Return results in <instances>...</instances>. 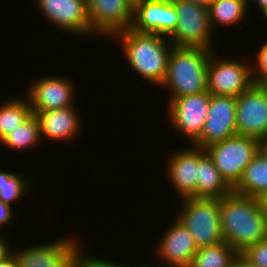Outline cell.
Listing matches in <instances>:
<instances>
[{
  "mask_svg": "<svg viewBox=\"0 0 267 267\" xmlns=\"http://www.w3.org/2000/svg\"><path fill=\"white\" fill-rule=\"evenodd\" d=\"M264 18H265V20H267V13L263 16L262 19H264Z\"/></svg>",
  "mask_w": 267,
  "mask_h": 267,
  "instance_id": "cell-38",
  "label": "cell"
},
{
  "mask_svg": "<svg viewBox=\"0 0 267 267\" xmlns=\"http://www.w3.org/2000/svg\"><path fill=\"white\" fill-rule=\"evenodd\" d=\"M112 39L115 42L119 41L127 63L138 76L152 85H162L173 48L168 37L154 33H139L128 28L116 33Z\"/></svg>",
  "mask_w": 267,
  "mask_h": 267,
  "instance_id": "cell-2",
  "label": "cell"
},
{
  "mask_svg": "<svg viewBox=\"0 0 267 267\" xmlns=\"http://www.w3.org/2000/svg\"><path fill=\"white\" fill-rule=\"evenodd\" d=\"M76 107L36 113L35 115L40 123L41 140L47 138L48 140H54V142L74 141L79 136L78 133H80L82 127L81 115H78L79 111Z\"/></svg>",
  "mask_w": 267,
  "mask_h": 267,
  "instance_id": "cell-18",
  "label": "cell"
},
{
  "mask_svg": "<svg viewBox=\"0 0 267 267\" xmlns=\"http://www.w3.org/2000/svg\"><path fill=\"white\" fill-rule=\"evenodd\" d=\"M0 267H18V263L16 257L12 253L8 258L4 261L0 262Z\"/></svg>",
  "mask_w": 267,
  "mask_h": 267,
  "instance_id": "cell-32",
  "label": "cell"
},
{
  "mask_svg": "<svg viewBox=\"0 0 267 267\" xmlns=\"http://www.w3.org/2000/svg\"><path fill=\"white\" fill-rule=\"evenodd\" d=\"M235 135H237L236 97L211 95L203 131L192 145L204 149Z\"/></svg>",
  "mask_w": 267,
  "mask_h": 267,
  "instance_id": "cell-14",
  "label": "cell"
},
{
  "mask_svg": "<svg viewBox=\"0 0 267 267\" xmlns=\"http://www.w3.org/2000/svg\"><path fill=\"white\" fill-rule=\"evenodd\" d=\"M160 240L155 243V253L161 264L155 267H189L198 248L188 229L175 217ZM169 228V229H168ZM145 267H154L145 265Z\"/></svg>",
  "mask_w": 267,
  "mask_h": 267,
  "instance_id": "cell-15",
  "label": "cell"
},
{
  "mask_svg": "<svg viewBox=\"0 0 267 267\" xmlns=\"http://www.w3.org/2000/svg\"><path fill=\"white\" fill-rule=\"evenodd\" d=\"M187 1H191L193 3L199 4V5H202L208 8L213 0H187Z\"/></svg>",
  "mask_w": 267,
  "mask_h": 267,
  "instance_id": "cell-36",
  "label": "cell"
},
{
  "mask_svg": "<svg viewBox=\"0 0 267 267\" xmlns=\"http://www.w3.org/2000/svg\"><path fill=\"white\" fill-rule=\"evenodd\" d=\"M171 1L178 18L174 32L168 37L172 46L215 50L208 8L187 0Z\"/></svg>",
  "mask_w": 267,
  "mask_h": 267,
  "instance_id": "cell-5",
  "label": "cell"
},
{
  "mask_svg": "<svg viewBox=\"0 0 267 267\" xmlns=\"http://www.w3.org/2000/svg\"><path fill=\"white\" fill-rule=\"evenodd\" d=\"M49 74L31 81L26 96L29 99L32 113L64 109L74 106L76 94L74 82L69 78Z\"/></svg>",
  "mask_w": 267,
  "mask_h": 267,
  "instance_id": "cell-13",
  "label": "cell"
},
{
  "mask_svg": "<svg viewBox=\"0 0 267 267\" xmlns=\"http://www.w3.org/2000/svg\"><path fill=\"white\" fill-rule=\"evenodd\" d=\"M29 172L17 173L0 169V200L12 207L17 200H22L31 191ZM29 178V179H28Z\"/></svg>",
  "mask_w": 267,
  "mask_h": 267,
  "instance_id": "cell-25",
  "label": "cell"
},
{
  "mask_svg": "<svg viewBox=\"0 0 267 267\" xmlns=\"http://www.w3.org/2000/svg\"><path fill=\"white\" fill-rule=\"evenodd\" d=\"M175 215L190 232L197 248L223 242L220 199L185 198Z\"/></svg>",
  "mask_w": 267,
  "mask_h": 267,
  "instance_id": "cell-4",
  "label": "cell"
},
{
  "mask_svg": "<svg viewBox=\"0 0 267 267\" xmlns=\"http://www.w3.org/2000/svg\"><path fill=\"white\" fill-rule=\"evenodd\" d=\"M210 54L207 67V91L211 95L239 96L254 82L249 62Z\"/></svg>",
  "mask_w": 267,
  "mask_h": 267,
  "instance_id": "cell-7",
  "label": "cell"
},
{
  "mask_svg": "<svg viewBox=\"0 0 267 267\" xmlns=\"http://www.w3.org/2000/svg\"><path fill=\"white\" fill-rule=\"evenodd\" d=\"M254 3L257 6V9L260 10L262 16L267 13V0H248V3Z\"/></svg>",
  "mask_w": 267,
  "mask_h": 267,
  "instance_id": "cell-33",
  "label": "cell"
},
{
  "mask_svg": "<svg viewBox=\"0 0 267 267\" xmlns=\"http://www.w3.org/2000/svg\"><path fill=\"white\" fill-rule=\"evenodd\" d=\"M12 207L0 200V229L4 225L9 226L14 218ZM13 217V218H12ZM12 219V220H11ZM9 224V225H8Z\"/></svg>",
  "mask_w": 267,
  "mask_h": 267,
  "instance_id": "cell-29",
  "label": "cell"
},
{
  "mask_svg": "<svg viewBox=\"0 0 267 267\" xmlns=\"http://www.w3.org/2000/svg\"><path fill=\"white\" fill-rule=\"evenodd\" d=\"M177 21L176 9L171 0H139L134 3L131 28L136 32L169 37Z\"/></svg>",
  "mask_w": 267,
  "mask_h": 267,
  "instance_id": "cell-16",
  "label": "cell"
},
{
  "mask_svg": "<svg viewBox=\"0 0 267 267\" xmlns=\"http://www.w3.org/2000/svg\"><path fill=\"white\" fill-rule=\"evenodd\" d=\"M42 142L38 117L32 113L23 123L0 142L14 151L30 150Z\"/></svg>",
  "mask_w": 267,
  "mask_h": 267,
  "instance_id": "cell-23",
  "label": "cell"
},
{
  "mask_svg": "<svg viewBox=\"0 0 267 267\" xmlns=\"http://www.w3.org/2000/svg\"><path fill=\"white\" fill-rule=\"evenodd\" d=\"M260 45L259 51L255 54V64L252 63L251 66L252 79L257 84H261L267 78V41Z\"/></svg>",
  "mask_w": 267,
  "mask_h": 267,
  "instance_id": "cell-27",
  "label": "cell"
},
{
  "mask_svg": "<svg viewBox=\"0 0 267 267\" xmlns=\"http://www.w3.org/2000/svg\"><path fill=\"white\" fill-rule=\"evenodd\" d=\"M6 238L3 234L0 235V262L4 261L13 253V247H11L10 241L8 242Z\"/></svg>",
  "mask_w": 267,
  "mask_h": 267,
  "instance_id": "cell-30",
  "label": "cell"
},
{
  "mask_svg": "<svg viewBox=\"0 0 267 267\" xmlns=\"http://www.w3.org/2000/svg\"><path fill=\"white\" fill-rule=\"evenodd\" d=\"M260 201V205L262 208L263 213L265 214L266 218H267V193L264 194L263 196H261L259 198Z\"/></svg>",
  "mask_w": 267,
  "mask_h": 267,
  "instance_id": "cell-35",
  "label": "cell"
},
{
  "mask_svg": "<svg viewBox=\"0 0 267 267\" xmlns=\"http://www.w3.org/2000/svg\"><path fill=\"white\" fill-rule=\"evenodd\" d=\"M79 241L76 237H62L45 244L13 248V254L18 267H73L84 249Z\"/></svg>",
  "mask_w": 267,
  "mask_h": 267,
  "instance_id": "cell-8",
  "label": "cell"
},
{
  "mask_svg": "<svg viewBox=\"0 0 267 267\" xmlns=\"http://www.w3.org/2000/svg\"><path fill=\"white\" fill-rule=\"evenodd\" d=\"M73 267H145V264L140 265H124L122 263L118 264V262L110 261L104 258H99V256H89L86 254L84 250L81 252L79 258L75 261Z\"/></svg>",
  "mask_w": 267,
  "mask_h": 267,
  "instance_id": "cell-26",
  "label": "cell"
},
{
  "mask_svg": "<svg viewBox=\"0 0 267 267\" xmlns=\"http://www.w3.org/2000/svg\"><path fill=\"white\" fill-rule=\"evenodd\" d=\"M214 50L175 47L169 55L167 73L160 87L169 90L167 101L207 91V67Z\"/></svg>",
  "mask_w": 267,
  "mask_h": 267,
  "instance_id": "cell-3",
  "label": "cell"
},
{
  "mask_svg": "<svg viewBox=\"0 0 267 267\" xmlns=\"http://www.w3.org/2000/svg\"><path fill=\"white\" fill-rule=\"evenodd\" d=\"M173 152L170 155L168 153L165 176L167 174L170 185L173 186L181 200L196 198L198 147L190 144L187 148Z\"/></svg>",
  "mask_w": 267,
  "mask_h": 267,
  "instance_id": "cell-17",
  "label": "cell"
},
{
  "mask_svg": "<svg viewBox=\"0 0 267 267\" xmlns=\"http://www.w3.org/2000/svg\"><path fill=\"white\" fill-rule=\"evenodd\" d=\"M248 0H213L208 7L211 28L240 24L249 13Z\"/></svg>",
  "mask_w": 267,
  "mask_h": 267,
  "instance_id": "cell-21",
  "label": "cell"
},
{
  "mask_svg": "<svg viewBox=\"0 0 267 267\" xmlns=\"http://www.w3.org/2000/svg\"><path fill=\"white\" fill-rule=\"evenodd\" d=\"M259 151L267 158V136L259 141Z\"/></svg>",
  "mask_w": 267,
  "mask_h": 267,
  "instance_id": "cell-34",
  "label": "cell"
},
{
  "mask_svg": "<svg viewBox=\"0 0 267 267\" xmlns=\"http://www.w3.org/2000/svg\"><path fill=\"white\" fill-rule=\"evenodd\" d=\"M231 267H258L247 260L242 254H239L231 264Z\"/></svg>",
  "mask_w": 267,
  "mask_h": 267,
  "instance_id": "cell-31",
  "label": "cell"
},
{
  "mask_svg": "<svg viewBox=\"0 0 267 267\" xmlns=\"http://www.w3.org/2000/svg\"><path fill=\"white\" fill-rule=\"evenodd\" d=\"M232 191L205 149L198 147L196 198L221 199Z\"/></svg>",
  "mask_w": 267,
  "mask_h": 267,
  "instance_id": "cell-19",
  "label": "cell"
},
{
  "mask_svg": "<svg viewBox=\"0 0 267 267\" xmlns=\"http://www.w3.org/2000/svg\"><path fill=\"white\" fill-rule=\"evenodd\" d=\"M261 85L267 90V78L261 83Z\"/></svg>",
  "mask_w": 267,
  "mask_h": 267,
  "instance_id": "cell-37",
  "label": "cell"
},
{
  "mask_svg": "<svg viewBox=\"0 0 267 267\" xmlns=\"http://www.w3.org/2000/svg\"><path fill=\"white\" fill-rule=\"evenodd\" d=\"M223 241L239 254L267 238V218L258 198L231 192L220 199Z\"/></svg>",
  "mask_w": 267,
  "mask_h": 267,
  "instance_id": "cell-1",
  "label": "cell"
},
{
  "mask_svg": "<svg viewBox=\"0 0 267 267\" xmlns=\"http://www.w3.org/2000/svg\"><path fill=\"white\" fill-rule=\"evenodd\" d=\"M237 135L260 141L267 136V90L253 83L236 97Z\"/></svg>",
  "mask_w": 267,
  "mask_h": 267,
  "instance_id": "cell-10",
  "label": "cell"
},
{
  "mask_svg": "<svg viewBox=\"0 0 267 267\" xmlns=\"http://www.w3.org/2000/svg\"><path fill=\"white\" fill-rule=\"evenodd\" d=\"M233 192L258 199L267 193V158L260 151L246 166Z\"/></svg>",
  "mask_w": 267,
  "mask_h": 267,
  "instance_id": "cell-20",
  "label": "cell"
},
{
  "mask_svg": "<svg viewBox=\"0 0 267 267\" xmlns=\"http://www.w3.org/2000/svg\"><path fill=\"white\" fill-rule=\"evenodd\" d=\"M37 2V3H36ZM43 17L67 34L95 36L92 32L85 0H35Z\"/></svg>",
  "mask_w": 267,
  "mask_h": 267,
  "instance_id": "cell-12",
  "label": "cell"
},
{
  "mask_svg": "<svg viewBox=\"0 0 267 267\" xmlns=\"http://www.w3.org/2000/svg\"><path fill=\"white\" fill-rule=\"evenodd\" d=\"M204 149L222 178L233 189L241 179L246 166L259 152V141L235 135Z\"/></svg>",
  "mask_w": 267,
  "mask_h": 267,
  "instance_id": "cell-6",
  "label": "cell"
},
{
  "mask_svg": "<svg viewBox=\"0 0 267 267\" xmlns=\"http://www.w3.org/2000/svg\"><path fill=\"white\" fill-rule=\"evenodd\" d=\"M92 32L112 38L116 33L131 28L134 18L132 0H86Z\"/></svg>",
  "mask_w": 267,
  "mask_h": 267,
  "instance_id": "cell-11",
  "label": "cell"
},
{
  "mask_svg": "<svg viewBox=\"0 0 267 267\" xmlns=\"http://www.w3.org/2000/svg\"><path fill=\"white\" fill-rule=\"evenodd\" d=\"M239 253L225 241L198 248L189 267H231Z\"/></svg>",
  "mask_w": 267,
  "mask_h": 267,
  "instance_id": "cell-24",
  "label": "cell"
},
{
  "mask_svg": "<svg viewBox=\"0 0 267 267\" xmlns=\"http://www.w3.org/2000/svg\"><path fill=\"white\" fill-rule=\"evenodd\" d=\"M241 254L252 264L258 267H267V238L249 246Z\"/></svg>",
  "mask_w": 267,
  "mask_h": 267,
  "instance_id": "cell-28",
  "label": "cell"
},
{
  "mask_svg": "<svg viewBox=\"0 0 267 267\" xmlns=\"http://www.w3.org/2000/svg\"><path fill=\"white\" fill-rule=\"evenodd\" d=\"M210 100L211 94L205 91L177 97L167 102L168 122L191 145L201 136L208 116Z\"/></svg>",
  "mask_w": 267,
  "mask_h": 267,
  "instance_id": "cell-9",
  "label": "cell"
},
{
  "mask_svg": "<svg viewBox=\"0 0 267 267\" xmlns=\"http://www.w3.org/2000/svg\"><path fill=\"white\" fill-rule=\"evenodd\" d=\"M24 98L12 97L0 105V142L32 114L29 99Z\"/></svg>",
  "mask_w": 267,
  "mask_h": 267,
  "instance_id": "cell-22",
  "label": "cell"
}]
</instances>
